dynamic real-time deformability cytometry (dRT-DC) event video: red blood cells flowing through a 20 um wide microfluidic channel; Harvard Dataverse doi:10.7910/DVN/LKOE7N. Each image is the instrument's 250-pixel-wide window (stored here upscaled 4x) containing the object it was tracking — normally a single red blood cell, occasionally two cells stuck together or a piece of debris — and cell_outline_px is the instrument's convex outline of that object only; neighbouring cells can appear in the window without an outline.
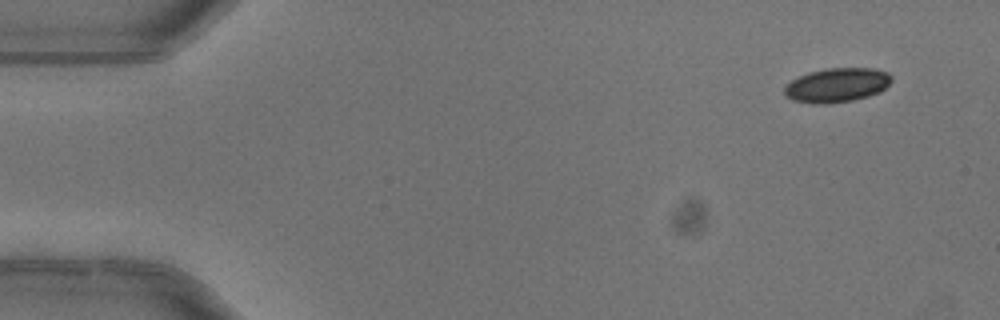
{"species": "common noctule bat (a hibernating species)", "species_latin": "Nyctalus noctula", "temperature_condition": "warm", "stored_images_in_passage": 4, "camera_frame_rate_fps": 3000, "um_per_image_px": 0.085, "animal": {"sex": "female"}, "frame": {"image": 1, "passage_image": 1, "time_ms": 0.0, "image_size_px": [1000, 320], "cell_outline_px": [[892, 80], [880, 92], [868, 96], [852, 100], [824, 104], [812, 104], [792, 100], [784, 96], [784, 88], [792, 80], [808, 72], [828, 68], [872, 68], [888, 72], [892, 76]], "centroid_in_image_um": [71.13, 7.24], "position_along_channel_um": 13.9, "area_um2": 21.39}}
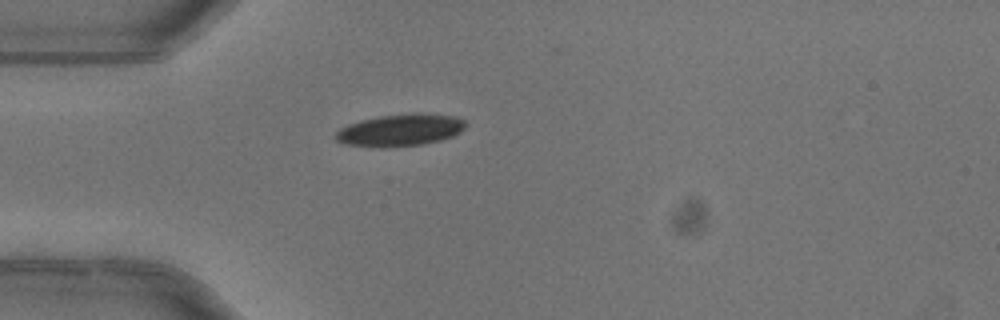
{"frame": {"image": 2, "passage_image": 4, "time_ms": 1.0, "image_size_px": [1000, 320], "cell_outline_px": [[468, 124], [460, 132], [452, 136], [440, 140], [420, 144], [344, 144], [336, 140], [336, 132], [340, 128], [348, 124], [360, 120], [380, 116], [412, 112], [420, 112], [456, 116], [464, 120]], "centroid_in_image_um": [34.1, 10.98], "position_along_channel_um": 50.9, "area_um2": 23.41}}